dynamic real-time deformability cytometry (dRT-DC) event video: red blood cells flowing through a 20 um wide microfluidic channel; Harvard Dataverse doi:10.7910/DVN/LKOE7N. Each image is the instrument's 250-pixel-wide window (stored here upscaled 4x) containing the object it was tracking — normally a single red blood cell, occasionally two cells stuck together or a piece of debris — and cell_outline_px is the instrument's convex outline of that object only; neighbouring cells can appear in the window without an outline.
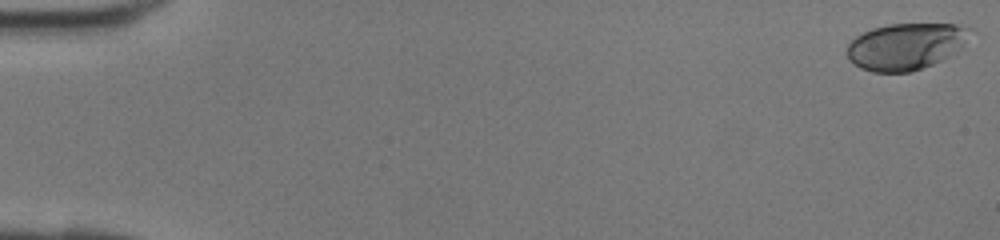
{"species": "human", "species_latin": "Homo sapiens", "temperature_condition": "room temperature", "stored_images_in_passage": 43, "camera_frame_rate_fps": 3000, "um_per_image_px": 0.085, "donor": {"sex": "female"}, "frame": {"image": 1, "passage_image": 1, "time_ms": 0.0, "image_size_px": [1000, 240], "cell_outline_px": [[972, 28], [964, 44], [956, 52], [944, 60], [912, 72], [872, 72], [860, 68], [852, 64], [848, 60], [848, 44], [856, 36], [872, 28], [888, 24], [956, 24]], "centroid_in_image_um": [76.99, 3.95], "position_along_channel_um": 8.0, "area_um2": 33.64}}
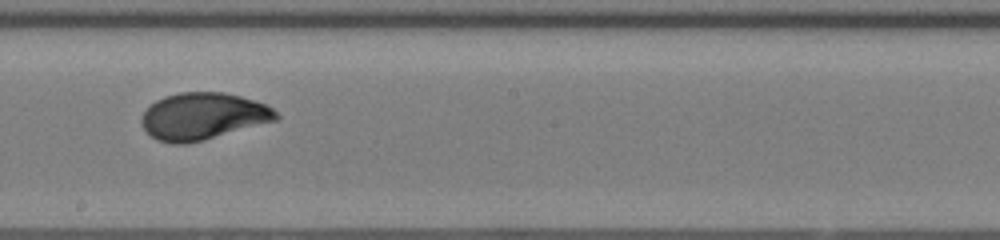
{"frame": {"image": 2, "passage_image": 25, "time_ms": 8.0, "image_size_px": [1000, 240], "cell_outline_px": [[280, 120], [204, 140], [188, 144], [172, 144], [156, 140], [140, 124], [140, 120], [144, 112], [156, 100], [164, 96], [180, 92], [224, 92], [240, 96], [264, 104], [272, 108], [280, 116]], "centroid_in_image_um": [17.26, 9.89], "position_along_channel_um": 230.9, "area_um2": 36.99}}
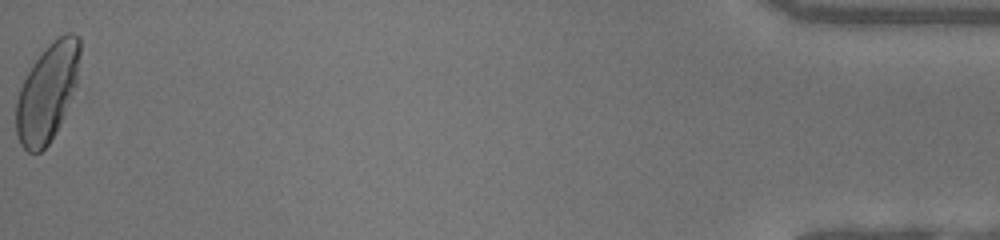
{"frame": {"image": 3, "passage_image": 43, "time_ms": 14.0, "image_size_px": [1000, 240], "cell_outline_px": [[80, 56], [76, 84], [60, 124], [56, 132], [48, 144], [40, 152], [28, 152], [20, 144], [16, 132], [16, 100], [20, 88], [32, 64], [48, 44], [60, 36], [68, 32], [72, 32], [80, 40]], "centroid_in_image_um": [4.01, 7.86], "position_along_channel_um": 431.2, "area_um2": 36.01}}